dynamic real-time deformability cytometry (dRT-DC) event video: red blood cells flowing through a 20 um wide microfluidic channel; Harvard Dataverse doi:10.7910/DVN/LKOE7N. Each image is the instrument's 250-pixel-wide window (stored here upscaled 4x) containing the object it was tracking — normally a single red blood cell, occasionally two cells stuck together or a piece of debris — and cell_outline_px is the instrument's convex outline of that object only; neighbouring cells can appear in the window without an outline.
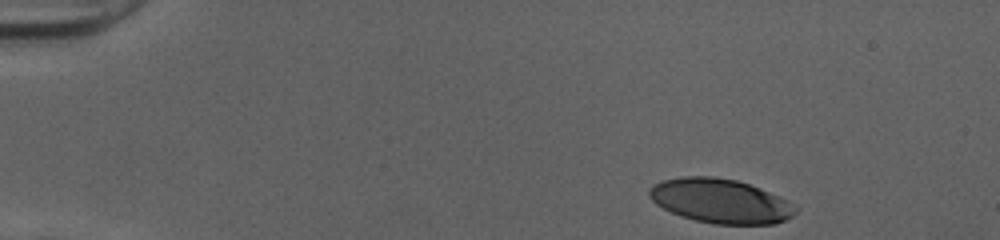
{"species": "human", "species_latin": "Homo sapiens", "temperature_condition": "cold", "stored_images_in_passage": 37, "camera_frame_rate_fps": 3000, "um_per_image_px": 0.085, "donor": {"sex": "female"}, "frame": {"image": 1, "passage_image": 1, "time_ms": 0.0, "image_size_px": [1000, 240], "cell_outline_px": [[796, 212], [792, 216], [784, 220], [772, 224], [712, 224], [680, 216], [656, 204], [648, 196], [648, 188], [652, 184], [664, 180], [680, 176], [716, 176], [736, 180], [760, 188], [796, 204]], "centroid_in_image_um": [61.21, 17.07], "position_along_channel_um": 23.8, "area_um2": 37.86}}
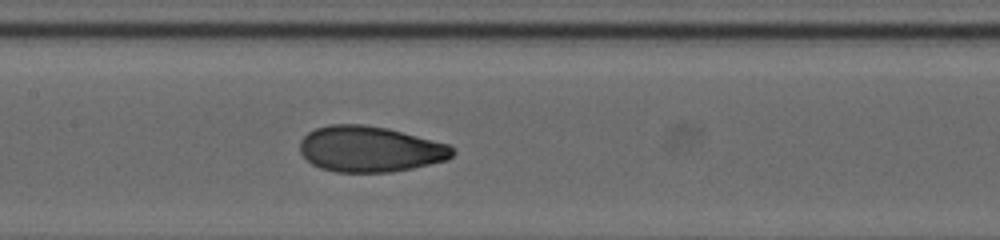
{"frame": {"image": 2, "passage_image": 20, "time_ms": 6.333, "image_size_px": [1000, 240], "cell_outline_px": [[456, 152], [448, 160], [412, 168], [392, 172], [336, 172], [320, 168], [312, 164], [300, 152], [300, 140], [308, 132], [316, 128], [328, 124], [364, 124], [388, 128], [448, 144]], "centroid_in_image_um": [31.44, 12.67], "position_along_channel_um": 176.0, "area_um2": 40.86}}
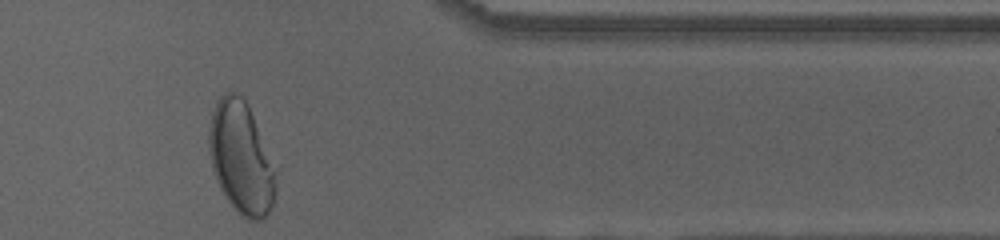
{"frame": {"image": 3, "passage_image": 37, "time_ms": 12.0, "image_size_px": [1000, 240], "cell_outline_px": [[276, 192], [272, 204], [268, 212], [260, 220], [248, 220], [240, 216], [236, 212], [224, 196], [216, 180], [212, 168], [208, 148], [208, 128], [212, 112], [216, 100], [224, 92], [232, 92], [240, 96], [248, 104], [276, 172]], "centroid_in_image_um": [20.46, 13.44], "position_along_channel_um": 390.9, "area_um2": 43.7}, "authors_computed_cell_mechanics": {"area_um2": 39.9398, "velocity_mm_per_s": 4.0273, "shape_relaxation_time_tau1_ms": 4.802, "shape_relaxation_time_tau2_ms": 0.9591, "deformation_change_tau1": 0.2077, "deformation_change_tau2": 0.0528}}